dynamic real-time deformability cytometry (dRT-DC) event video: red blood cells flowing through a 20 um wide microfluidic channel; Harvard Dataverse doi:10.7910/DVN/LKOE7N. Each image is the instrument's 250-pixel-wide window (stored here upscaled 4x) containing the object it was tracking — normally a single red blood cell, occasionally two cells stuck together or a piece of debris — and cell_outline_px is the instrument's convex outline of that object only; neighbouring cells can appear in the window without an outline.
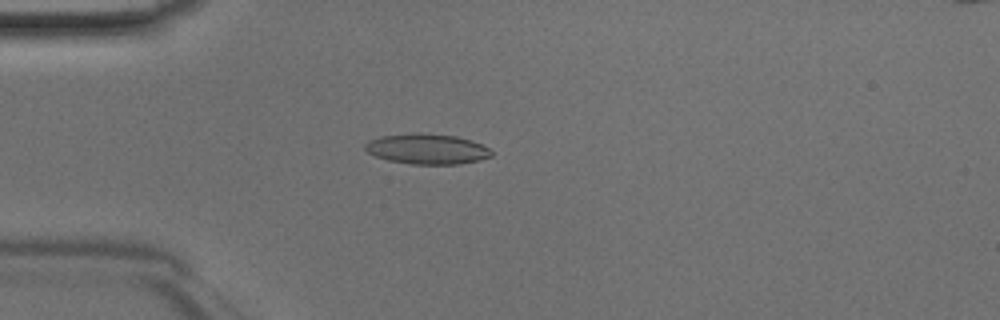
{"species": "Egyptian fruit bat (a non-hibernating species)", "species_latin": "Rousettus aegyptiacus", "temperature_condition": "room temperature", "stored_images_in_passage": 45, "camera_frame_rate_fps": 3000, "um_per_image_px": 0.085, "animal": {"sex": "male"}, "frame": {"image": 1, "passage_image": 11, "time_ms": 3.333, "image_size_px": [1000, 320], "cell_outline_px": [[492, 156], [480, 160], [460, 164], [412, 164], [388, 160], [376, 156], [368, 152], [364, 148], [364, 144], [368, 140], [380, 136], [416, 132], [456, 136], [480, 144], [488, 148], [492, 152]], "centroid_in_image_um": [36.27, 12.66], "position_along_channel_um": 48.7, "area_um2": 22.31}}
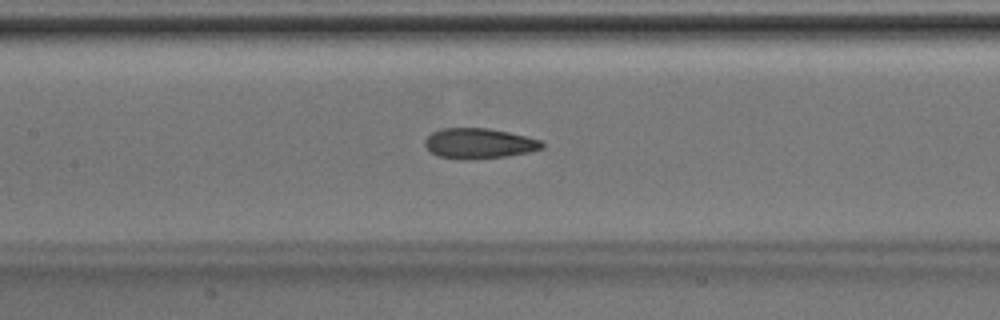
{"frame": {"image": 2, "passage_image": 20, "time_ms": 6.333, "image_size_px": [1000, 320], "cell_outline_px": [[544, 148], [528, 152], [504, 156], [464, 160], [440, 156], [432, 152], [424, 144], [424, 140], [432, 132], [444, 128], [488, 128], [508, 132], [544, 140]], "centroid_in_image_um": [40.75, 12.18], "position_along_channel_um": 166.7, "area_um2": 20.58}}
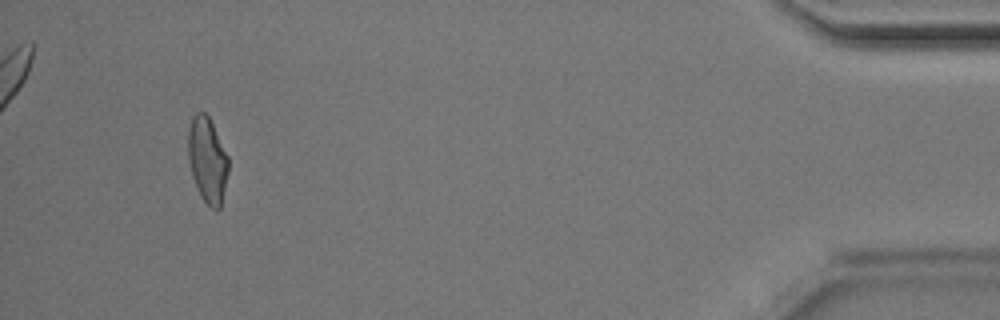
{"frame": {"image": 3, "passage_image": 42, "time_ms": 13.667, "image_size_px": [1000, 320], "cell_outline_px": [[228, 172], [220, 208], [212, 208], [200, 196], [192, 176], [188, 156], [188, 128], [192, 116], [196, 112], [204, 112], [208, 116], [228, 156]], "centroid_in_image_um": [17.61, 13.57], "position_along_channel_um": 417.6, "area_um2": 19.83}}